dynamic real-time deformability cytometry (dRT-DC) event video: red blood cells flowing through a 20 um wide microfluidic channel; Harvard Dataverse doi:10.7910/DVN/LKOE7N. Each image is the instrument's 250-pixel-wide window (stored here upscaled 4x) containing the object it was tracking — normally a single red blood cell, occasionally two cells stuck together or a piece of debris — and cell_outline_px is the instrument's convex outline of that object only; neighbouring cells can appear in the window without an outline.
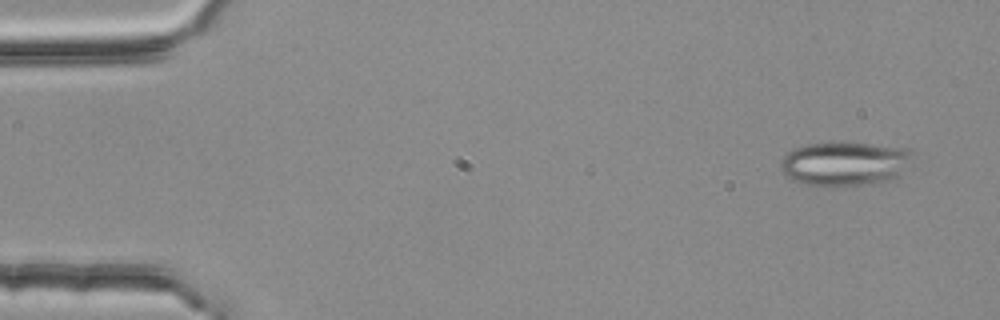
{"species": "common noctule bat (a hibernating species)", "species_latin": "Nyctalus noctula", "temperature_condition": "room temperature", "stored_images_in_passage": 4, "camera_frame_rate_fps": 3000, "um_per_image_px": 0.085, "animal": {"sex": "female", "body_mass_g": 25.1}, "frame": {"image": 1, "passage_image": 1, "time_ms": 0.0, "image_size_px": [1000, 320], "cell_outline_px": [[916, 152], [900, 176], [880, 184], [840, 188], [824, 188], [800, 184], [792, 180], [780, 168], [780, 160], [792, 148], [800, 144], [868, 144], [912, 148]], "centroid_in_image_um": [71.83, 13.97], "position_along_channel_um": 13.2, "area_um2": 35.03}}